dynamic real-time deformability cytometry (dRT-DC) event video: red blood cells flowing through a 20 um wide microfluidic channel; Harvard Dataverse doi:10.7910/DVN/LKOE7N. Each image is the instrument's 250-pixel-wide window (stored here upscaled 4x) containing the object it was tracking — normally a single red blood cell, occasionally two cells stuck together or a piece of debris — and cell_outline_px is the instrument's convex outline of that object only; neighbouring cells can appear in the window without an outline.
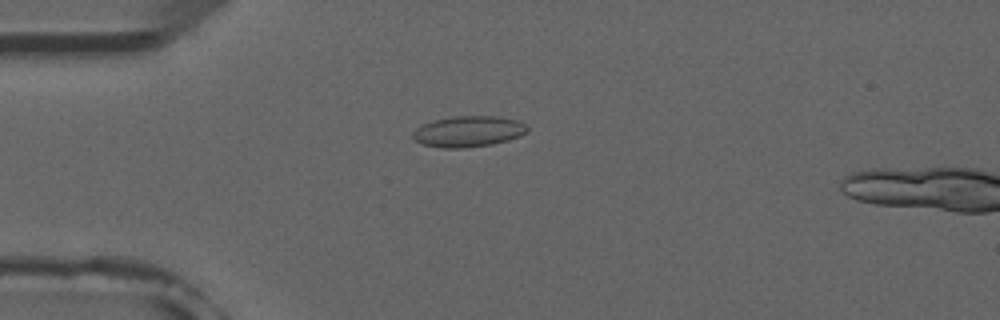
{"species": "common noctule bat (a hibernating species)", "species_latin": "Nyctalus noctula", "temperature_condition": "room temperature", "stored_images_in_passage": 5, "camera_frame_rate_fps": 3000, "um_per_image_px": 0.085, "animal": {"sex": "male", "forearm_length_mm": 52.5}, "frame": {"image": 1, "passage_image": 4, "time_ms": 4.333, "image_size_px": [1000, 320], "cell_outline_px": [[528, 128], [520, 136], [508, 140], [492, 144], [464, 148], [444, 148], [424, 144], [416, 140], [412, 136], [412, 132], [416, 128], [424, 124], [436, 120], [452, 116], [496, 116], [516, 120], [524, 124]], "centroid_in_image_um": [39.8, 11.17], "position_along_channel_um": 45.2, "area_um2": 20.35}}